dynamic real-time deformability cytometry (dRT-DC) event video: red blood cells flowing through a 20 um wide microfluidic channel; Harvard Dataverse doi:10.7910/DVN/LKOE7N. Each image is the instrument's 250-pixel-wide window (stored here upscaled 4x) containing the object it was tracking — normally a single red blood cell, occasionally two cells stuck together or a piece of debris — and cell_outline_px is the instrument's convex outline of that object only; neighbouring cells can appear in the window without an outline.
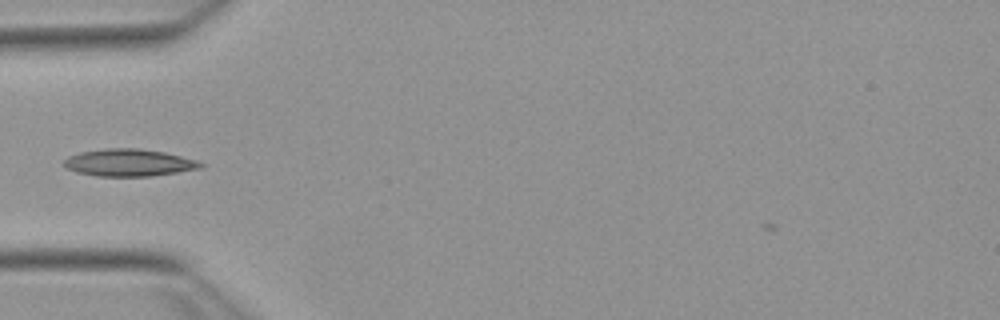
{"species": "Egyptian fruit bat (a non-hibernating species)", "species_latin": "Rousettus aegyptiacus", "temperature_condition": "warm", "stored_images_in_passage": 38, "camera_frame_rate_fps": 3000, "um_per_image_px": 0.085, "animal": {"sex": "female"}, "frame": {"image": 1, "passage_image": 3, "time_ms": 0.667, "image_size_px": [1000, 320], "cell_outline_px": [[204, 164], [200, 168], [152, 176], [96, 176], [76, 172], [68, 168], [64, 164], [64, 160], [68, 156], [80, 152], [104, 148], [136, 148], [164, 152], [196, 160]], "centroid_in_image_um": [10.93, 13.82], "position_along_channel_um": 74.1, "area_um2": 21.5}}
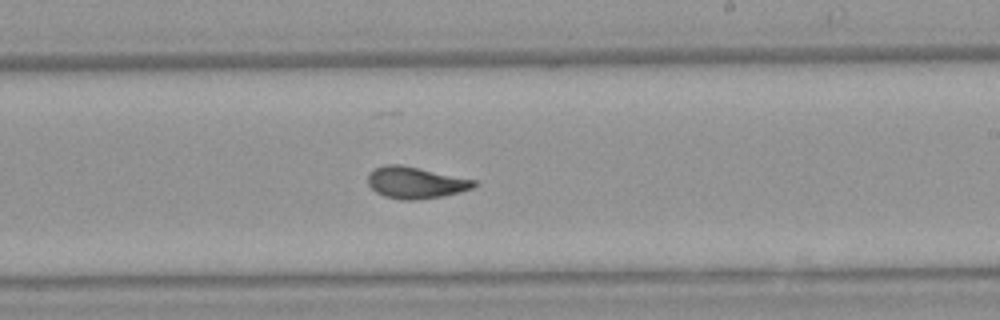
{"frame": {"image": 2, "passage_image": 17, "time_ms": 5.333, "image_size_px": [1000, 320], "cell_outline_px": [[480, 184], [472, 188], [460, 192], [444, 196], [416, 200], [400, 200], [384, 196], [376, 192], [368, 184], [368, 172], [384, 164], [400, 164], [476, 180]], "centroid_in_image_um": [35.33, 15.53], "position_along_channel_um": 253.7, "area_um2": 19.71}}
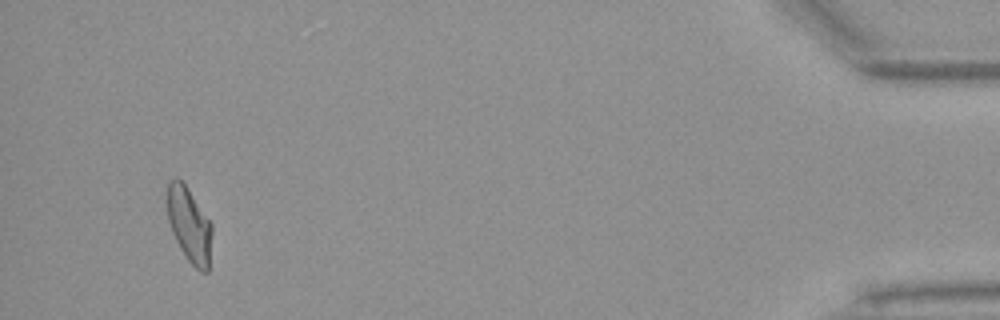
{"frame": {"image": 3, "passage_image": 36, "time_ms": 11.667, "image_size_px": [1000, 320], "cell_outline_px": [[212, 232], [208, 272], [200, 272], [188, 260], [180, 248], [172, 232], [168, 220], [168, 180], [176, 176], [184, 184], [212, 224]], "centroid_in_image_um": [16.09, 19.13], "position_along_channel_um": 419.1, "area_um2": 19.19}, "authors_computed_cell_mechanics": {"area_um2": 19.5364, "velocity_mm_per_s": 3.8512, "shape_relaxation_time_tau1_ms": 8.0042, "shape_relaxation_time_tau2_ms": 1.312, "deformation_change_tau1": 0.2125, "deformation_change_tau2": 0.0665}}